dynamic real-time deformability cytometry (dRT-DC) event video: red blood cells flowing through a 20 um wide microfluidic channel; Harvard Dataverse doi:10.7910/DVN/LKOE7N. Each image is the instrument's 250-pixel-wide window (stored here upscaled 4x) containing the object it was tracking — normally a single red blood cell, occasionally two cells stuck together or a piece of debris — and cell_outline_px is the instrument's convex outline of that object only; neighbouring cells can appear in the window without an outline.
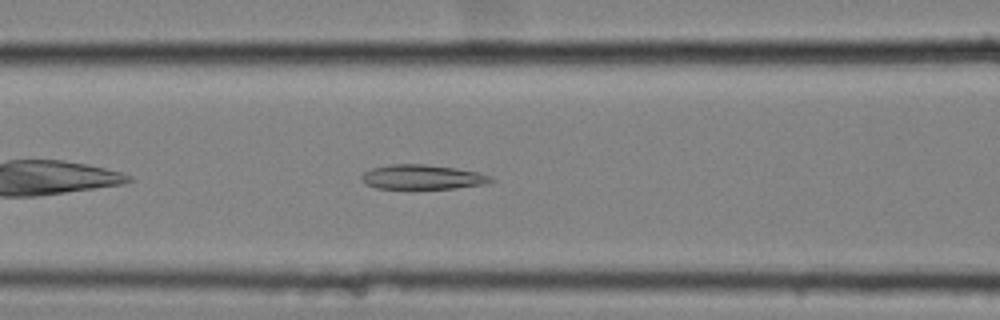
{"species": "common noctule bat (a hibernating species)", "species_latin": "Nyctalus noctula", "temperature_condition": "cold", "stored_images_in_passage": 41, "camera_frame_rate_fps": 3000, "um_per_image_px": 0.085, "animal": {"sex": "female", "body_mass_g": 25.1}, "frame": {"image": 1, "passage_image": 8, "time_ms": 2.333, "image_size_px": [1000, 320], "cell_outline_px": [[496, 180], [484, 184], [456, 188], [376, 188], [364, 184], [360, 180], [360, 176], [364, 172], [372, 168], [392, 164], [424, 164], [456, 168], [476, 172], [492, 176]], "centroid_in_image_um": [35.88, 15.05], "position_along_channel_um": 130.7, "area_um2": 18.5}}
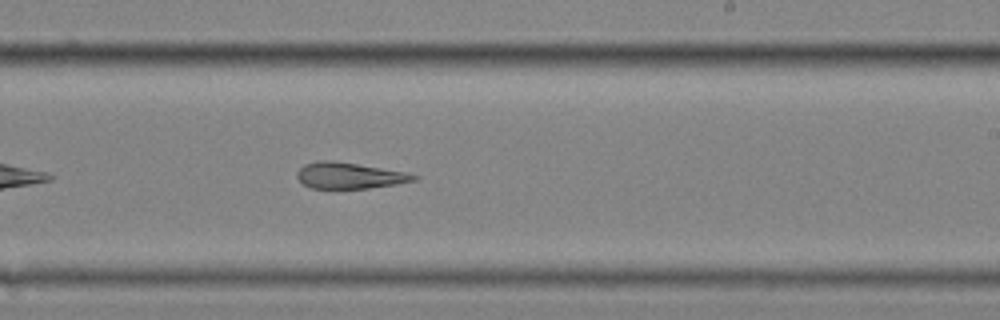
{"frame": {"image": 2, "passage_image": 19, "time_ms": 6.0, "image_size_px": [1000, 320], "cell_outline_px": [[420, 176], [416, 180], [396, 184], [368, 188], [312, 188], [304, 184], [296, 176], [296, 172], [304, 164], [320, 160], [332, 160], [404, 172]], "centroid_in_image_um": [29.67, 14.92], "position_along_channel_um": 259.3, "area_um2": 17.51}}
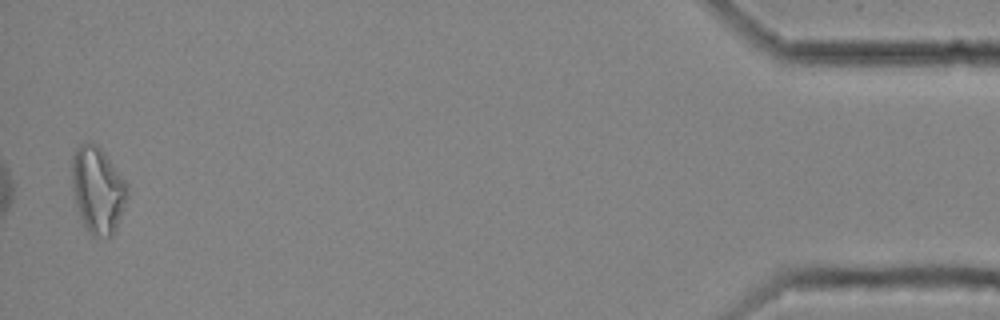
{"frame": {"image": 3, "passage_image": 40, "time_ms": 13.0, "image_size_px": [1000, 320], "cell_outline_px": [[128, 196], [116, 228], [112, 236], [92, 236], [88, 232], [80, 216], [76, 204], [72, 188], [72, 156], [76, 148], [80, 144], [96, 144], [104, 152], [128, 184]], "centroid_in_image_um": [8.31, 16.15], "position_along_channel_um": 426.9, "area_um2": 27.69}, "authors_computed_cell_mechanics": {"area_um2": 19.363, "velocity_mm_per_s": 3.5143, "shape_relaxation_time_tau1_ms": null, "shape_relaxation_time_tau2_ms": 10.0298, "deformation_change_tau1": null, "deformation_change_tau2": 0.2053}}